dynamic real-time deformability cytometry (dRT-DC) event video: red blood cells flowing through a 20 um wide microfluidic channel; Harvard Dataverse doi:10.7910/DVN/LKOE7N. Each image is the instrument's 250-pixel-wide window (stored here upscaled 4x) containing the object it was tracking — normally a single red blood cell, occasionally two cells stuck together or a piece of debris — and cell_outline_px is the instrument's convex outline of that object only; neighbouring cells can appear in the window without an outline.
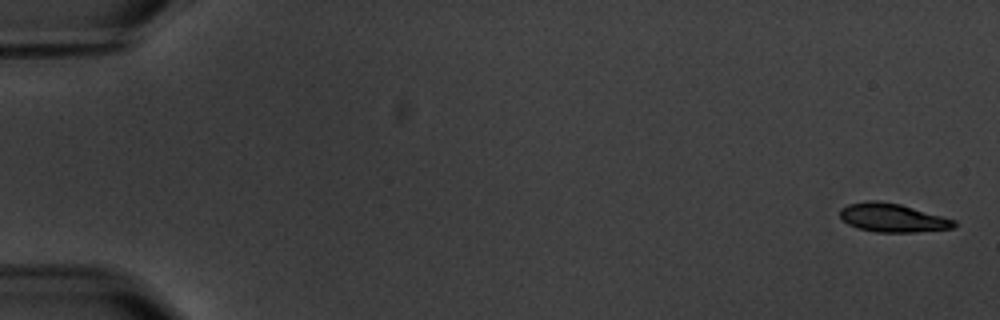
{"species": "common noctule bat (a hibernating species)", "species_latin": "Nyctalus noctula", "temperature_condition": "warm", "stored_images_in_passage": 5, "camera_frame_rate_fps": 3000, "um_per_image_px": 0.085, "animal": {"sex": "male", "body_mass_g": 20.1, "forearm_length_mm": 53.5}, "frame": {"image": 1, "passage_image": 1, "time_ms": 0.0, "image_size_px": [1000, 320], "cell_outline_px": [[956, 224], [952, 228], [916, 232], [876, 232], [856, 228], [848, 224], [840, 216], [840, 208], [848, 204], [868, 200], [876, 200], [900, 204], [956, 220]], "centroid_in_image_um": [75.84, 18.51], "position_along_channel_um": 9.2, "area_um2": 18.96}}
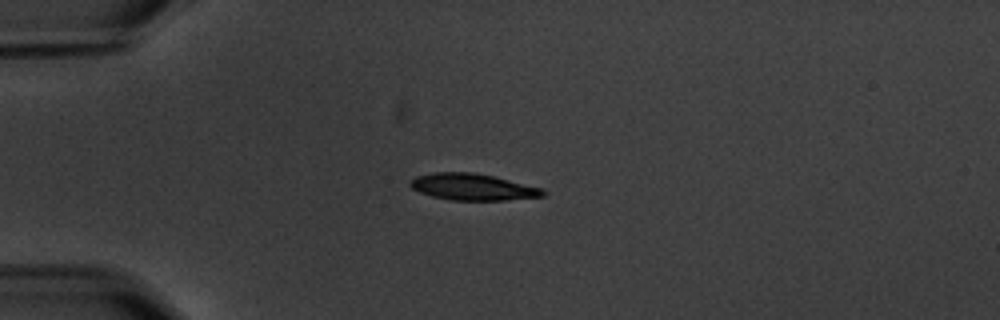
{"frame": {"image": 2, "passage_image": 5, "time_ms": 4.667, "image_size_px": [1000, 320], "cell_outline_px": [[544, 196], [504, 200], [452, 200], [432, 196], [420, 192], [412, 188], [408, 184], [408, 180], [416, 176], [432, 172], [472, 172], [492, 176], [544, 188]], "centroid_in_image_um": [40.14, 15.88], "position_along_channel_um": 44.9, "area_um2": 20.52}}